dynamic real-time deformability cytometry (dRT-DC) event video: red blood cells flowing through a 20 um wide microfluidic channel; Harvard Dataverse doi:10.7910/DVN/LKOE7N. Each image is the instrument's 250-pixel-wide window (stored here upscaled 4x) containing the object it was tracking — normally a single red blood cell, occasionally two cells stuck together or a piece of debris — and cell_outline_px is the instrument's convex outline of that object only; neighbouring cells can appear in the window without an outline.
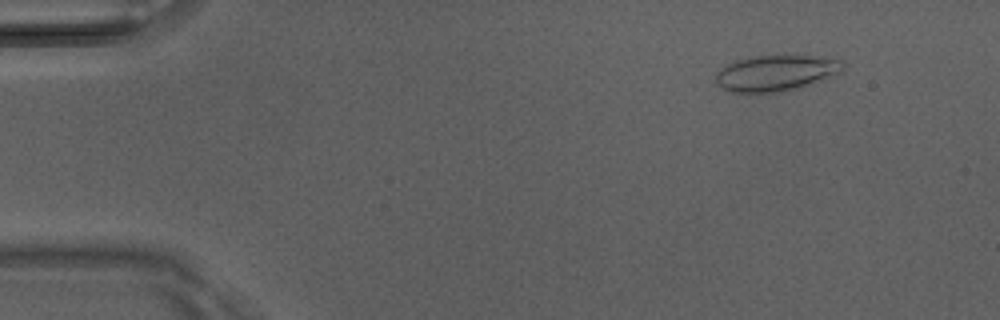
{"species": "Egyptian fruit bat (a non-hibernating species)", "species_latin": "Rousettus aegyptiacus", "temperature_condition": "room temperature", "stored_images_in_passage": 50, "camera_frame_rate_fps": 3000, "um_per_image_px": 0.085, "animal": {"sex": "male"}, "frame": {"image": 1, "passage_image": 6, "time_ms": 1.667, "image_size_px": [1000, 320], "cell_outline_px": [[844, 68], [840, 72], [800, 88], [780, 92], [732, 92], [716, 84], [716, 72], [728, 64], [740, 60], [756, 56], [808, 56], [844, 60]], "centroid_in_image_um": [65.96, 6.22], "position_along_channel_um": 19.0, "area_um2": 26.13}}
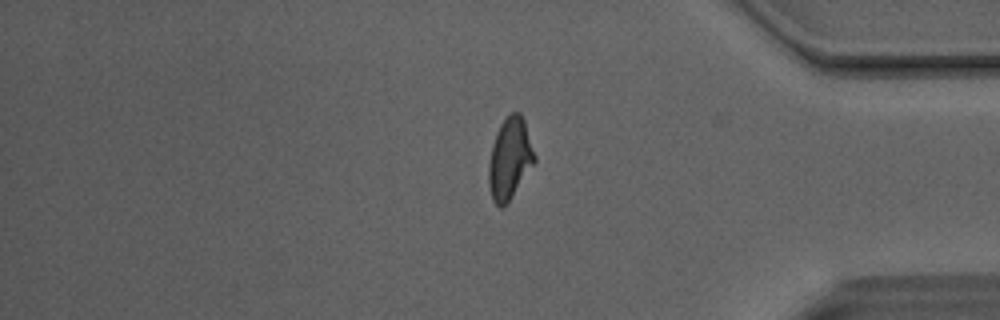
{"frame": {"image": 2, "passage_image": 42, "time_ms": 13.667, "image_size_px": [1000, 320], "cell_outline_px": [[536, 160], [504, 208], [500, 208], [492, 200], [488, 184], [488, 164], [492, 144], [496, 132], [500, 124], [512, 112], [520, 112], [524, 120], [536, 156]], "centroid_in_image_um": [43.31, 13.49], "position_along_channel_um": 391.9, "area_um2": 21.73}}
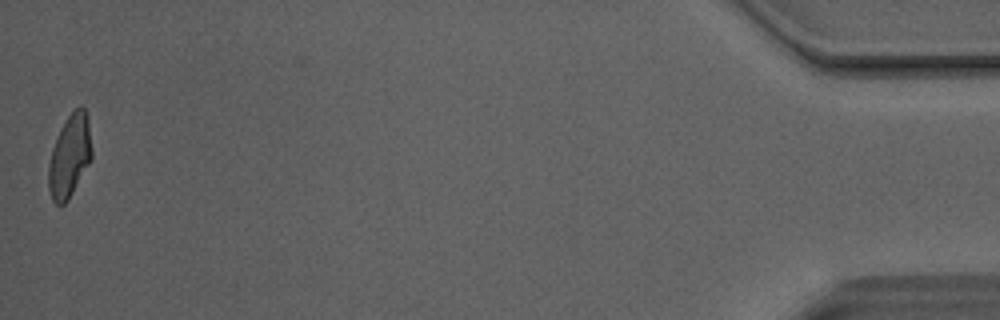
{"frame": {"image": 3, "passage_image": 50, "time_ms": 16.333, "image_size_px": [1000, 320], "cell_outline_px": [[92, 160], [68, 200], [64, 204], [56, 204], [52, 200], [48, 188], [48, 164], [52, 148], [56, 136], [60, 128], [68, 116], [80, 104], [84, 108], [88, 120], [92, 148]], "centroid_in_image_um": [5.92, 13.27], "position_along_channel_um": 429.3, "area_um2": 21.04}, "authors_computed_cell_mechanics": {"area_um2": 21.9062, "velocity_mm_per_s": 4.126, "shape_relaxation_time_tau1_ms": 5.5385, "shape_relaxation_time_tau2_ms": 1.1792, "deformation_change_tau1": 0.1727, "deformation_change_tau2": 0.0799}}